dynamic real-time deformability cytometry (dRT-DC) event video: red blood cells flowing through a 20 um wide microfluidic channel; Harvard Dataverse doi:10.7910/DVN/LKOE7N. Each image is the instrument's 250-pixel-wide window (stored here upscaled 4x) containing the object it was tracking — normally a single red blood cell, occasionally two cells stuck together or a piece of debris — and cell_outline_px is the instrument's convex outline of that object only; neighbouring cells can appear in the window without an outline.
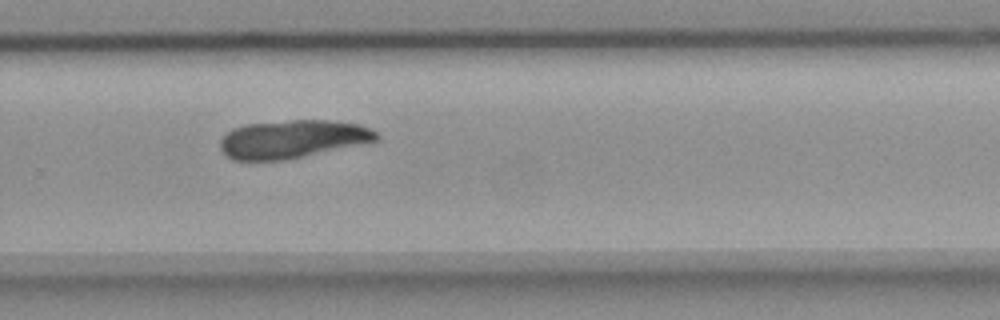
{"species": "common noctule bat (a hibernating species)", "species_latin": "Nyctalus noctula", "temperature_condition": "room temperature", "stored_images_in_passage": 41, "camera_frame_rate_fps": 3000, "um_per_image_px": 0.085, "animal": {"sex": "female", "body_mass_g": 18.4}, "frame": {"image": 1, "passage_image": 27, "time_ms": 8.667, "image_size_px": [1000, 320], "cell_outline_px": [[380, 136], [376, 140], [284, 160], [232, 160], [220, 148], [220, 140], [232, 128], [244, 124], [292, 120], [328, 120], [356, 124], [368, 128], [376, 132]], "centroid_in_image_um": [24.79, 11.81], "position_along_channel_um": 305.0, "area_um2": 34.1}}
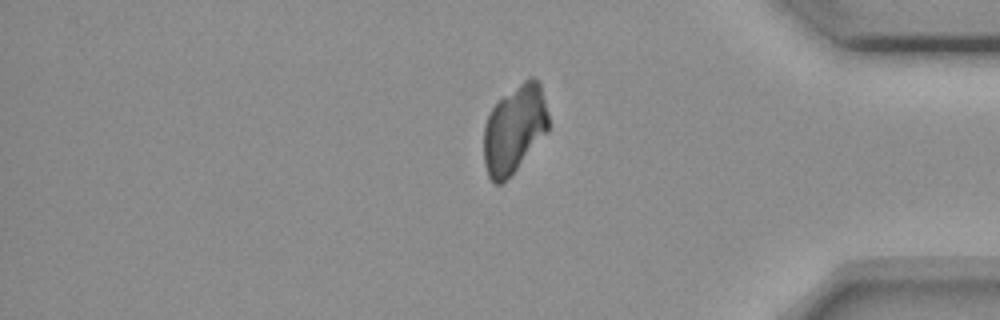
{"frame": {"image": 2, "passage_image": 36, "time_ms": 11.667, "image_size_px": [1000, 320], "cell_outline_px": [[548, 128], [516, 168], [500, 184], [496, 184], [488, 176], [484, 164], [484, 124], [492, 108], [504, 96], [528, 76], [532, 76], [540, 84], [548, 116]], "centroid_in_image_um": [43.69, 10.94], "position_along_channel_um": 391.5, "area_um2": 32.14}}